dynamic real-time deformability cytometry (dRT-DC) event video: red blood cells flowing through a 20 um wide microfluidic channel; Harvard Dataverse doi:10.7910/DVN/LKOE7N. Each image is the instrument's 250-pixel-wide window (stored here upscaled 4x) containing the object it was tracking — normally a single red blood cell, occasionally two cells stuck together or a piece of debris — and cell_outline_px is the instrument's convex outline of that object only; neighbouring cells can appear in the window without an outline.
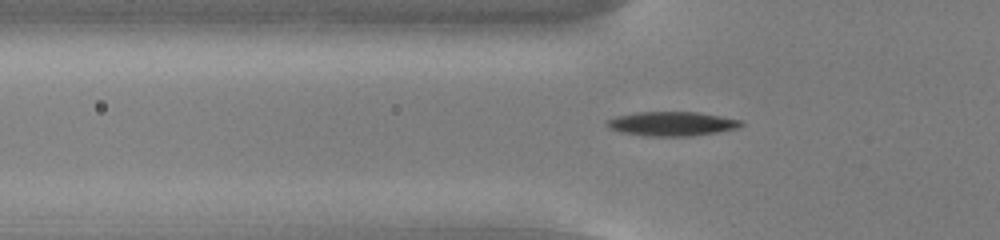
{"species": "common noctule bat (a hibernating species)", "species_latin": "Nyctalus noctula", "temperature_condition": "cold", "stored_images_in_passage": 38, "camera_frame_rate_fps": 3000, "um_per_image_px": 0.085, "animal": {"sex": "male", "body_mass_g": 13.0, "forearm_length_mm": 53.1}, "frame": {"image": 1, "passage_image": 2, "time_ms": 0.333, "image_size_px": [1000, 240], "cell_outline_px": [[744, 124], [740, 128], [692, 136], [652, 136], [620, 132], [604, 124], [608, 120], [616, 116], [636, 112], [696, 112], [720, 116], [740, 120]], "centroid_in_image_um": [57.12, 10.52], "position_along_channel_um": 68.7, "area_um2": 18.79}}
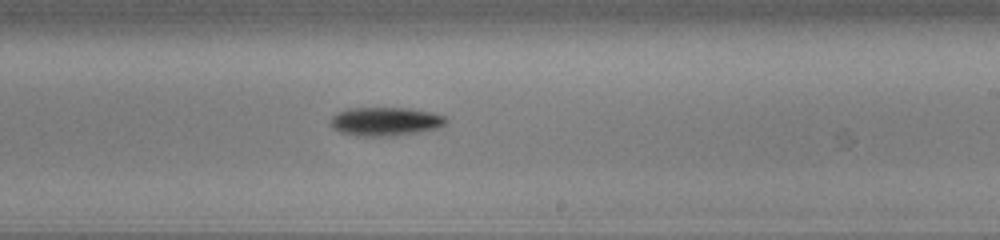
{"frame": {"image": 2, "passage_image": 17, "time_ms": 5.333, "image_size_px": [1000, 240], "cell_outline_px": [[448, 120], [444, 124], [436, 128], [416, 132], [384, 136], [364, 136], [340, 132], [332, 128], [328, 120], [336, 112], [348, 108], [408, 108], [432, 112], [444, 116]], "centroid_in_image_um": [32.69, 10.3], "position_along_channel_um": 256.3, "area_um2": 19.13}}
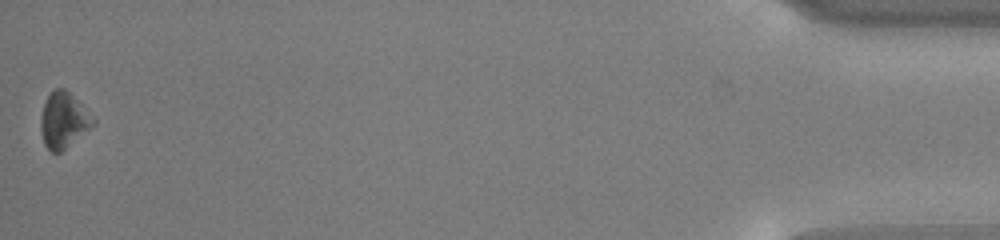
{"frame": {"image": 3, "passage_image": 38, "time_ms": 12.333, "image_size_px": [1000, 240], "cell_outline_px": [[96, 124], [92, 128], [60, 152], [52, 152], [44, 144], [40, 128], [40, 116], [44, 104], [48, 96], [56, 88], [64, 88], [84, 104], [96, 120]], "centroid_in_image_um": [5.44, 10.21], "position_along_channel_um": 429.8, "area_um2": 17.22}, "authors_computed_cell_mechanics": {"area_um2": 18.3515, "velocity_mm_per_s": 3.7842, "shape_relaxation_time_tau1_ms": 1.9409, "shape_relaxation_time_tau2_ms": null, "deformation_change_tau1": 0.0991, "deformation_change_tau2": null}}